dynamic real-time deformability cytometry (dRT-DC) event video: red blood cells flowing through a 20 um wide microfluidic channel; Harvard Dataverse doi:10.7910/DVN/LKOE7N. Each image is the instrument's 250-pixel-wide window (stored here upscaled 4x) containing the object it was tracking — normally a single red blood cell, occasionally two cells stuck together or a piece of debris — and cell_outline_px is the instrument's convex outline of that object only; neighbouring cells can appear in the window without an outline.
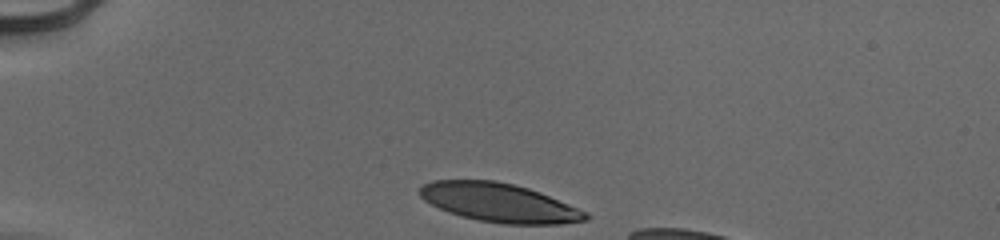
{"species": "human", "species_latin": "Homo sapiens", "temperature_condition": "cold", "stored_images_in_passage": 32, "camera_frame_rate_fps": 3000, "um_per_image_px": 0.085, "donor": {"sex": "male"}, "frame": {"image": 1, "passage_image": 1, "time_ms": 0.0, "image_size_px": [1000, 240], "cell_outline_px": [[592, 216], [588, 220], [560, 224], [504, 224], [480, 220], [460, 216], [448, 212], [424, 200], [416, 192], [424, 184], [432, 180], [496, 180], [528, 188], [540, 192], [588, 212]], "centroid_in_image_um": [42.45, 17.22], "position_along_channel_um": 42.6, "area_um2": 37.57}}
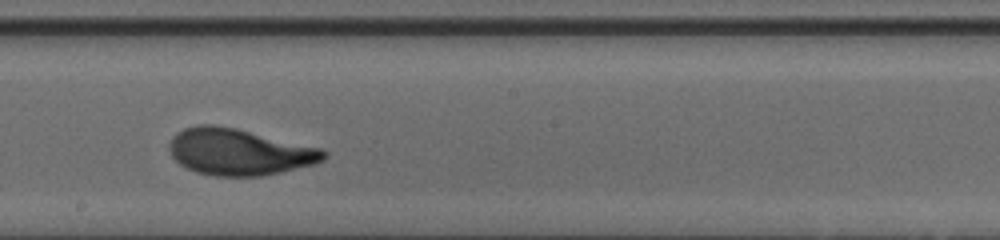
{"frame": {"image": 2, "passage_image": 19, "time_ms": 6.0, "image_size_px": [1000, 240], "cell_outline_px": [[328, 156], [324, 160], [316, 164], [280, 172], [260, 176], [216, 176], [196, 172], [180, 164], [172, 156], [168, 148], [168, 144], [172, 136], [176, 132], [184, 128], [196, 124], [212, 124], [236, 128], [324, 148], [328, 152]], "centroid_in_image_um": [20.35, 12.9], "position_along_channel_um": 227.9, "area_um2": 42.31}}
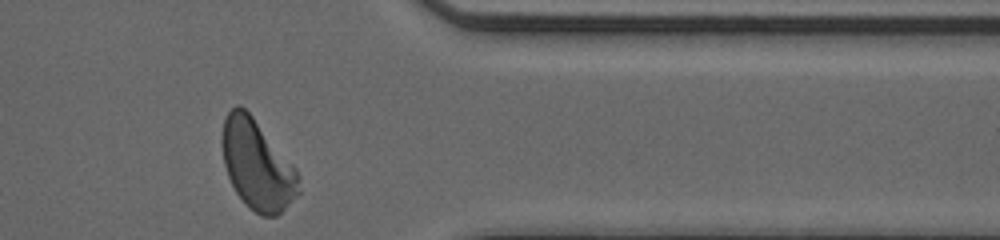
{"frame": {"image": 3, "passage_image": 32, "time_ms": 10.333, "image_size_px": [1000, 240], "cell_outline_px": [[300, 192], [276, 216], [260, 216], [248, 208], [236, 192], [228, 176], [224, 164], [220, 144], [220, 136], [224, 120], [228, 112], [236, 104], [240, 104], [252, 116], [296, 168], [300, 176]], "centroid_in_image_um": [21.84, 14.01], "position_along_channel_um": 389.6, "area_um2": 40.11}, "authors_computed_cell_mechanics": {"area_um2": 40.5467, "velocity_mm_per_s": 3.9209, "shape_relaxation_time_tau1_ms": 3.0355, "shape_relaxation_time_tau2_ms": 0.7101, "deformation_change_tau1": 0.1805, "deformation_change_tau2": 0.0711}}